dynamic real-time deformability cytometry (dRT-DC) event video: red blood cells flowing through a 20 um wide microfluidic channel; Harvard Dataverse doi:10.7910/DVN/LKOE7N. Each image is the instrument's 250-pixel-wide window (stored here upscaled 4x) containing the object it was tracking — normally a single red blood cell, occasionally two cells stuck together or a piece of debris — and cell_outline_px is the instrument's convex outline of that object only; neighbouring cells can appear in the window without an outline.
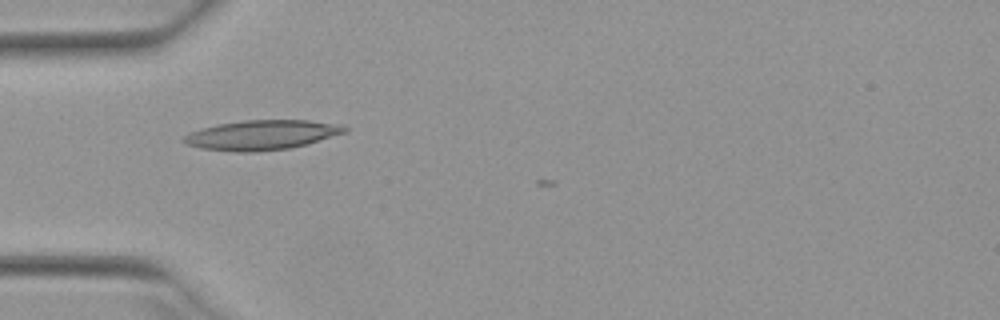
{"species": "Egyptian fruit bat (a non-hibernating species)", "species_latin": "Rousettus aegyptiacus", "temperature_condition": "warm", "stored_images_in_passage": 4, "camera_frame_rate_fps": 3000, "um_per_image_px": 0.085, "animal": {"sex": "female"}, "frame": {"image": 1, "passage_image": 2, "time_ms": 0.333, "image_size_px": [1000, 320], "cell_outline_px": [[348, 132], [308, 144], [292, 148], [256, 152], [236, 152], [200, 148], [184, 144], [180, 140], [184, 136], [192, 132], [204, 128], [220, 124], [244, 120], [308, 120], [336, 124], [348, 128]], "centroid_in_image_um": [22.26, 11.49], "position_along_channel_um": 62.7, "area_um2": 27.92}}